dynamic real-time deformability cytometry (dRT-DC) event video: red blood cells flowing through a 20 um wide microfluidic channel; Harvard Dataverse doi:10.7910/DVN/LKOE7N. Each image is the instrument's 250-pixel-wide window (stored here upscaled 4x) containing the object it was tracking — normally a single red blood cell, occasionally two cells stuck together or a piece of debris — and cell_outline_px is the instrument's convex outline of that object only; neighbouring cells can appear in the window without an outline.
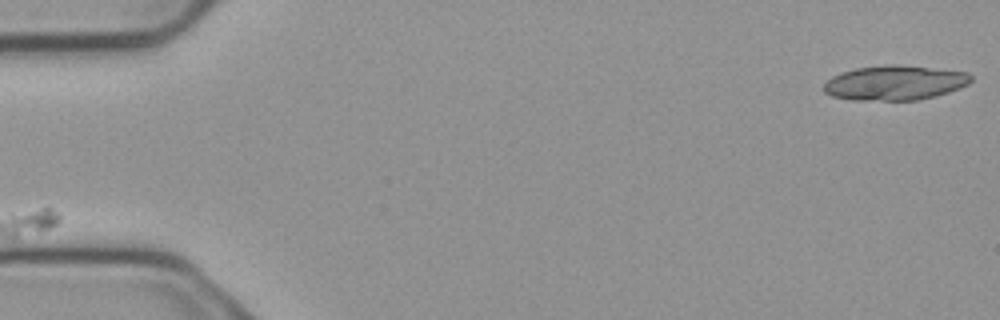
{"species": "common noctule bat (a hibernating species)", "species_latin": "Nyctalus noctula", "temperature_condition": "cold", "stored_images_in_passage": 6, "segment_of_instrument_passage": [1, 2], "camera_frame_rate_fps": 3000, "um_per_image_px": 0.085, "animal": {"sex": "male", "body_mass_g": 23.1, "forearm_length_mm": 52.7}, "frame": {"image": 1, "passage_image": 1, "time_ms": 0.0, "image_size_px": [1000, 320], "cell_outline_px": [[972, 80], [968, 84], [960, 88], [936, 96], [916, 100], [852, 100], [832, 96], [824, 92], [824, 84], [832, 76], [840, 72], [856, 68], [888, 64], [896, 64], [968, 72], [972, 76]], "centroid_in_image_um": [76.06, 7.04], "position_along_channel_um": 8.9, "area_um2": 29.82}}